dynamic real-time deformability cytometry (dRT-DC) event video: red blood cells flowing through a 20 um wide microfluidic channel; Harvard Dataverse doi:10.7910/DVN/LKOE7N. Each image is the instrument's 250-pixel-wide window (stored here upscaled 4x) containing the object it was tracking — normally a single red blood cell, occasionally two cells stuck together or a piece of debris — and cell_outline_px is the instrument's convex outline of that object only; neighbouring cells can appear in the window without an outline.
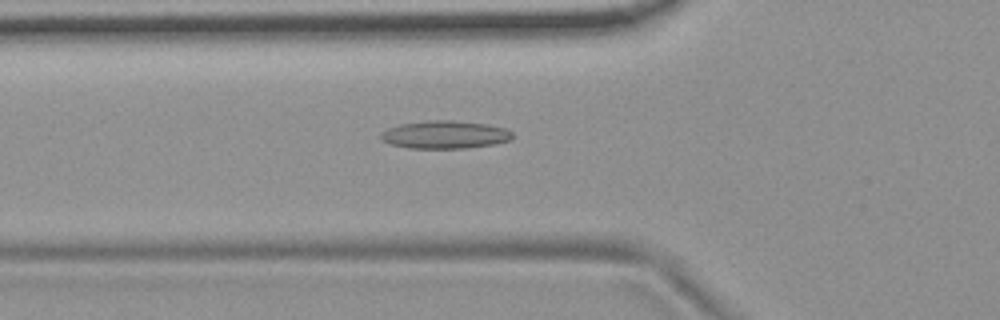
{"species": "common noctule bat (a hibernating species)", "species_latin": "Nyctalus noctula", "temperature_condition": "room temperature", "stored_images_in_passage": 54, "camera_frame_rate_fps": 3000, "um_per_image_px": 0.085, "animal": {"sex": "female", "body_mass_g": 19.9}, "frame": {"image": 1, "passage_image": 19, "time_ms": 6.0, "image_size_px": [1000, 320], "cell_outline_px": [[512, 136], [508, 140], [492, 144], [464, 148], [412, 148], [392, 144], [380, 140], [380, 136], [388, 128], [400, 124], [428, 120], [452, 120], [488, 124], [504, 128], [512, 132]], "centroid_in_image_um": [37.8, 11.43], "position_along_channel_um": 88.0, "area_um2": 21.1}}
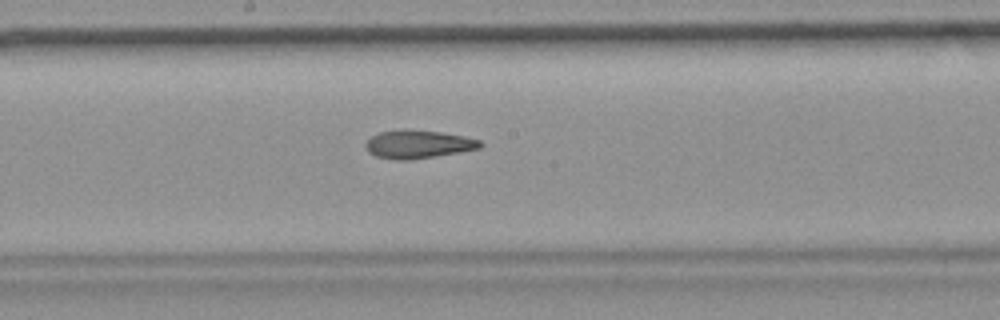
{"frame": {"image": 2, "passage_image": 29, "time_ms": 9.333, "image_size_px": [1000, 320], "cell_outline_px": [[484, 144], [480, 148], [408, 160], [396, 160], [376, 156], [368, 152], [364, 144], [372, 136], [380, 132], [400, 128], [440, 132], [464, 136], [480, 140]], "centroid_in_image_um": [35.5, 12.24], "position_along_channel_um": 212.7, "area_um2": 18.73}}
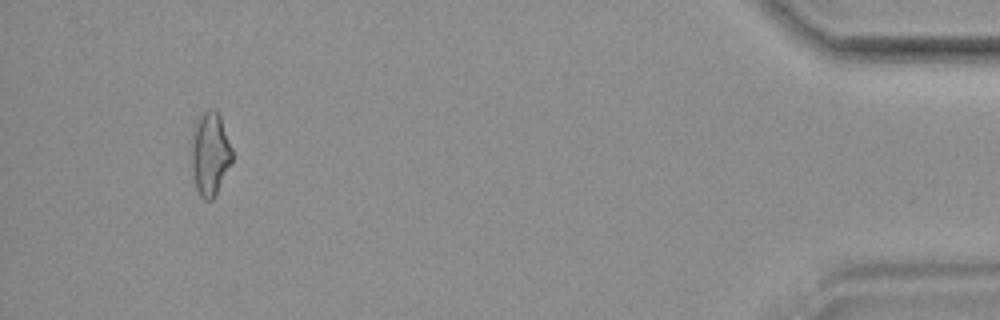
{"frame": {"image": 3, "passage_image": 51, "time_ms": 16.667, "image_size_px": [1000, 320], "cell_outline_px": [[232, 164], [212, 200], [204, 200], [200, 196], [196, 188], [192, 164], [192, 136], [196, 124], [200, 116], [204, 112], [212, 108], [216, 108], [220, 116], [232, 148]], "centroid_in_image_um": [17.88, 13.08], "position_along_channel_um": 417.3, "area_um2": 19.54}, "authors_computed_cell_mechanics": {"area_um2": 19.3919, "velocity_mm_per_s": 3.732, "shape_relaxation_time_tau1_ms": null, "shape_relaxation_time_tau2_ms": 5.6465, "deformation_change_tau1": null, "deformation_change_tau2": 0.1703}}